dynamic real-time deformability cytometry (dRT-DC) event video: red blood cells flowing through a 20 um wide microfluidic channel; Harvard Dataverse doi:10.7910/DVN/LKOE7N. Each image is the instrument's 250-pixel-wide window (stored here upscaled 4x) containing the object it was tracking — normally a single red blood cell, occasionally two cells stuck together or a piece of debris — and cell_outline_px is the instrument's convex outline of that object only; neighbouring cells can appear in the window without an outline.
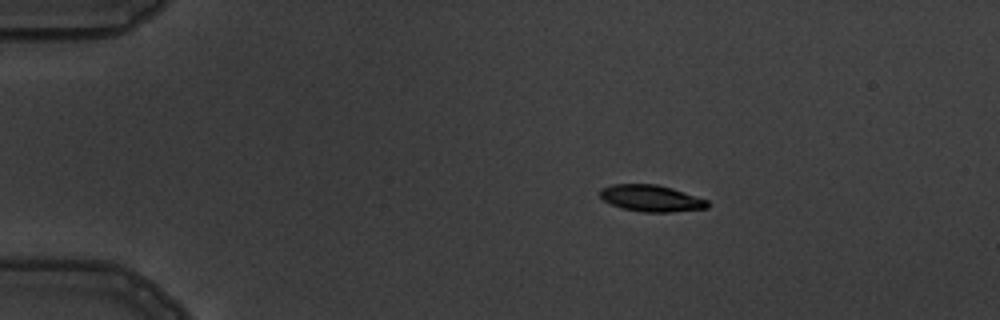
{"species": "common noctule bat (a hibernating species)", "species_latin": "Nyctalus noctula", "temperature_condition": "warm", "stored_images_in_passage": 5, "camera_frame_rate_fps": 3000, "um_per_image_px": 0.085, "animal": {"sex": "male", "body_mass_g": 19.5, "forearm_length_mm": 54.6}, "frame": {"image": 1, "passage_image": 3, "time_ms": 2.333, "image_size_px": [1000, 320], "cell_outline_px": [[708, 208], [668, 212], [644, 212], [620, 208], [604, 200], [600, 196], [600, 188], [612, 184], [656, 184], [672, 188], [708, 200]], "centroid_in_image_um": [55.33, 16.85], "position_along_channel_um": 29.7, "area_um2": 16.59}}